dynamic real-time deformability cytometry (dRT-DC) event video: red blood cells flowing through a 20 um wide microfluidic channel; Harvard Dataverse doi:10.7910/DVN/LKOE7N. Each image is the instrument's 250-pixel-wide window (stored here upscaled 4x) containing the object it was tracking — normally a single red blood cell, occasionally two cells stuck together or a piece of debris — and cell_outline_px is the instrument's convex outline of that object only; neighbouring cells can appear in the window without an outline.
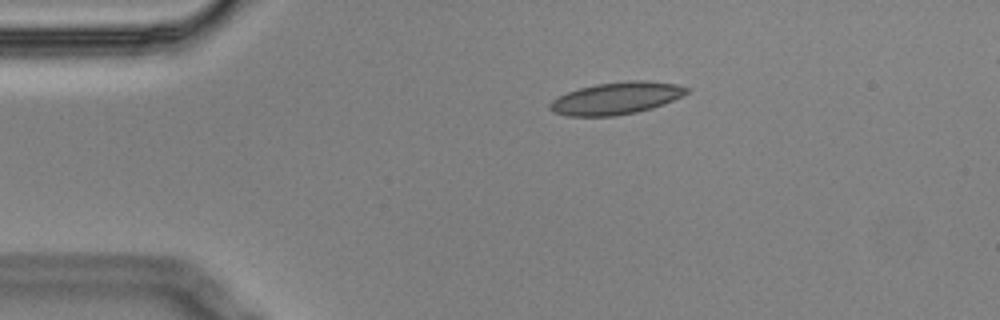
{"species": "Egyptian fruit bat (a non-hibernating species)", "species_latin": "Rousettus aegyptiacus", "temperature_condition": "cold", "stored_images_in_passage": 12, "camera_frame_rate_fps": 3000, "um_per_image_px": 0.085, "animal": {"sex": "male"}, "frame": {"image": 1, "passage_image": 1, "time_ms": 0.0, "image_size_px": [1000, 320], "cell_outline_px": [[688, 92], [664, 104], [652, 108], [636, 112], [616, 116], [568, 116], [552, 112], [548, 108], [548, 104], [552, 100], [568, 92], [580, 88], [596, 84], [628, 80], [644, 80], [676, 84], [688, 88]], "centroid_in_image_um": [52.35, 8.35], "position_along_channel_um": 32.7, "area_um2": 25.55}}
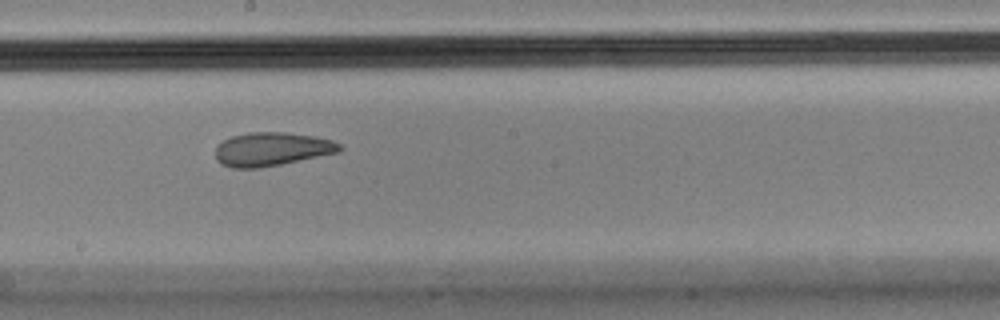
{"frame": {"image": 2, "passage_image": 6, "time_ms": 1.667, "image_size_px": [1000, 320], "cell_outline_px": [[344, 148], [340, 152], [260, 168], [232, 168], [220, 164], [216, 160], [216, 148], [224, 140], [232, 136], [248, 132], [284, 132], [312, 136], [332, 140], [340, 144]], "centroid_in_image_um": [23.1, 12.68], "position_along_channel_um": 225.1, "area_um2": 24.28}}
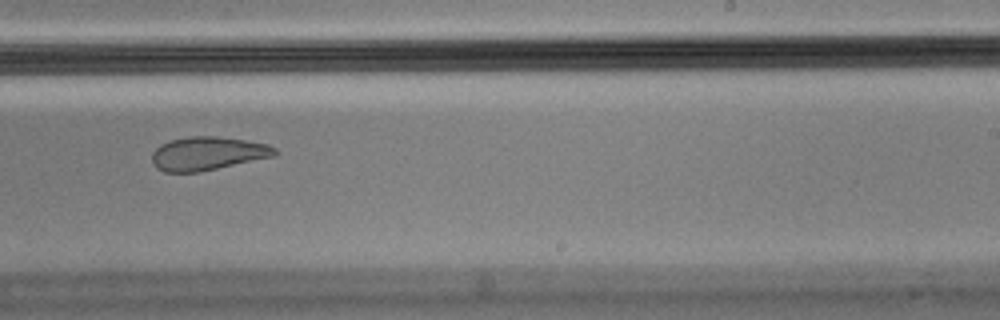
{"frame": {"image": 3, "passage_image": 7, "time_ms": 2.0, "image_size_px": [1000, 320], "cell_outline_px": [[280, 152], [276, 156], [200, 172], [164, 172], [156, 168], [152, 160], [152, 152], [160, 144], [172, 140], [192, 136], [216, 136], [248, 140], [268, 144], [276, 148]], "centroid_in_image_um": [17.7, 13.05], "position_along_channel_um": 271.3, "area_um2": 24.22}}